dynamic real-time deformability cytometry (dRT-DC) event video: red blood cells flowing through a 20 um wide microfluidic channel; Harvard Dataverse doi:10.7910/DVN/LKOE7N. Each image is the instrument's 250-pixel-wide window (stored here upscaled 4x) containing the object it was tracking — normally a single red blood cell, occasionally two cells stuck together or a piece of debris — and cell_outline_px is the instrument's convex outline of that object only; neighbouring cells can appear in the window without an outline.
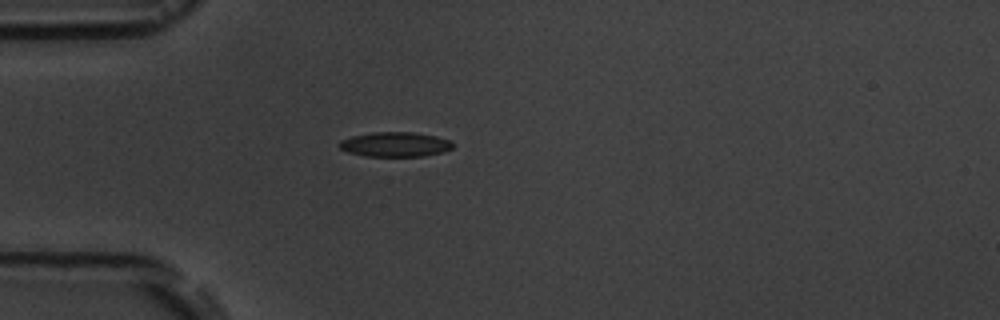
{"species": "common noctule bat (a hibernating species)", "species_latin": "Nyctalus noctula", "temperature_condition": "room temperature", "stored_images_in_passage": 1, "camera_frame_rate_fps": 3000, "um_per_image_px": 0.085, "animal": {"sex": "male", "body_mass_g": 19.5, "forearm_length_mm": 54.6}, "frame": {"image": 1, "passage_image": 1, "time_ms": 0.0, "image_size_px": [1000, 320], "cell_outline_px": [[456, 144], [452, 148], [444, 152], [424, 156], [364, 156], [348, 152], [340, 148], [336, 144], [340, 140], [352, 136], [372, 132], [412, 132], [436, 136], [452, 140]], "centroid_in_image_um": [33.61, 12.27], "position_along_channel_um": 51.4, "area_um2": 16.59}}